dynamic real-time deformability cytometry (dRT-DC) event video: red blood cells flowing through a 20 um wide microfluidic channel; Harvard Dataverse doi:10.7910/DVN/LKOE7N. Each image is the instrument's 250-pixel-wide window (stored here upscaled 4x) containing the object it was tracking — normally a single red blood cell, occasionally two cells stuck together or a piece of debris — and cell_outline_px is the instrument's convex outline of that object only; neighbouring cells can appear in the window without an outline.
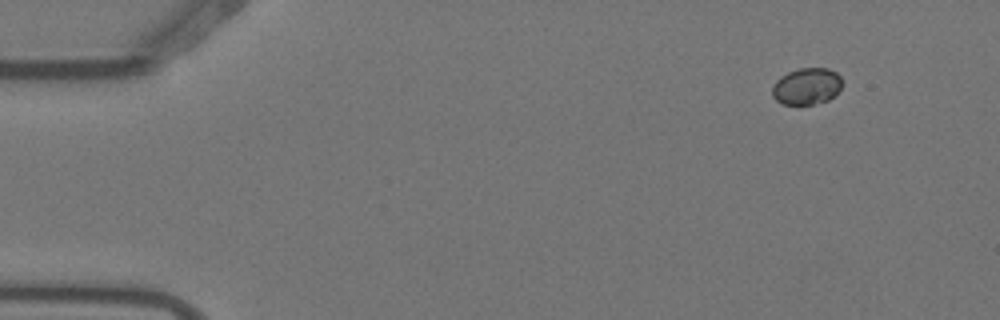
{"species": "Egyptian fruit bat (a non-hibernating species)", "species_latin": "Rousettus aegyptiacus", "temperature_condition": "warm", "stored_images_in_passage": 4, "camera_frame_rate_fps": 3000, "um_per_image_px": 0.085, "animal": {"sex": "female"}, "frame": {"image": 1, "passage_image": 1, "time_ms": 0.0, "image_size_px": [1000, 320], "cell_outline_px": [[840, 88], [828, 100], [812, 104], [784, 104], [776, 100], [772, 96], [772, 84], [780, 76], [788, 72], [800, 68], [828, 68], [836, 72], [840, 76]], "centroid_in_image_um": [68.52, 7.32], "position_along_channel_um": 16.5, "area_um2": 14.8}}